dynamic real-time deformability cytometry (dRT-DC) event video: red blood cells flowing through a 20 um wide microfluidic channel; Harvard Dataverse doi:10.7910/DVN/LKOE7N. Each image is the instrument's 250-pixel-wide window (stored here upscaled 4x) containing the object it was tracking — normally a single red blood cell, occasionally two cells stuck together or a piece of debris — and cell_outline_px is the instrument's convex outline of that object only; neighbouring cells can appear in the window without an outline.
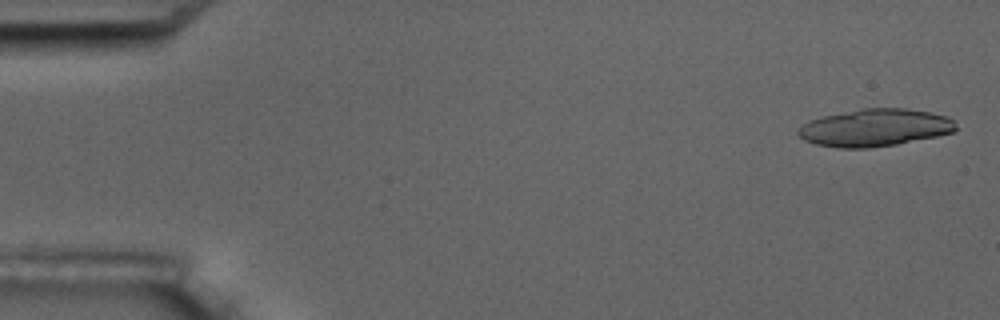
{"species": "common noctule bat (a hibernating species)", "species_latin": "Nyctalus noctula", "temperature_condition": "room temperature", "stored_images_in_passage": 5, "camera_frame_rate_fps": 3000, "um_per_image_px": 0.085, "animal": {"sex": "male", "body_mass_g": 17.5, "forearm_length_mm": 52.3}, "frame": {"image": 1, "passage_image": 1, "time_ms": 0.0, "image_size_px": [1000, 320], "cell_outline_px": [[956, 128], [952, 132], [936, 136], [896, 144], [868, 148], [836, 148], [816, 144], [804, 140], [796, 132], [808, 120], [824, 116], [864, 108], [908, 108], [932, 112], [948, 116], [956, 120]], "centroid_in_image_um": [74.39, 10.85], "position_along_channel_um": 10.6, "area_um2": 34.39}}